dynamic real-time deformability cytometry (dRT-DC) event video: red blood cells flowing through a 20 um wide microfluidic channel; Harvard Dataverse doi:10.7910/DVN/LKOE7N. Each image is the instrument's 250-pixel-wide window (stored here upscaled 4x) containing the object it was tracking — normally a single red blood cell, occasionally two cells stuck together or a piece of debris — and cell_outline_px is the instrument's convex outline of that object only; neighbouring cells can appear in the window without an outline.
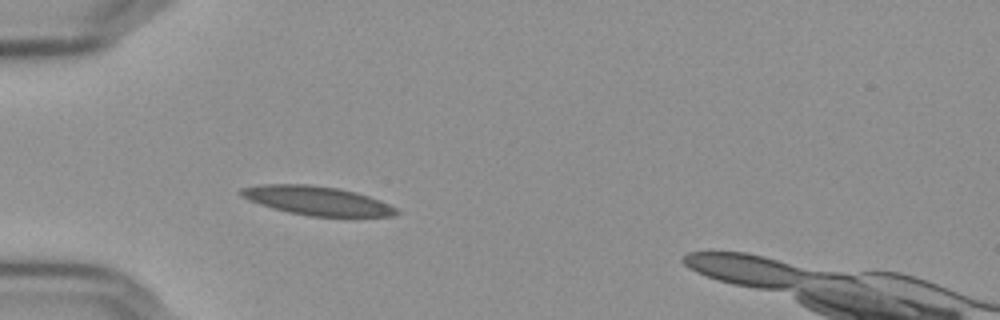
{"species": "Egyptian fruit bat (a non-hibernating species)", "species_latin": "Rousettus aegyptiacus", "temperature_condition": "cold", "stored_images_in_passage": 29, "camera_frame_rate_fps": 3000, "um_per_image_px": 0.085, "frame": {"image": 1, "passage_image": 1, "time_ms": 0.0, "image_size_px": [1000, 320], "cell_outline_px": [[400, 212], [392, 216], [352, 220], [308, 216], [288, 212], [272, 208], [248, 200], [240, 196], [240, 188], [260, 184], [308, 184], [336, 188], [356, 192], [368, 196], [388, 204], [396, 208]], "centroid_in_image_um": [27.02, 17.11], "position_along_channel_um": 58.0, "area_um2": 27.22}}
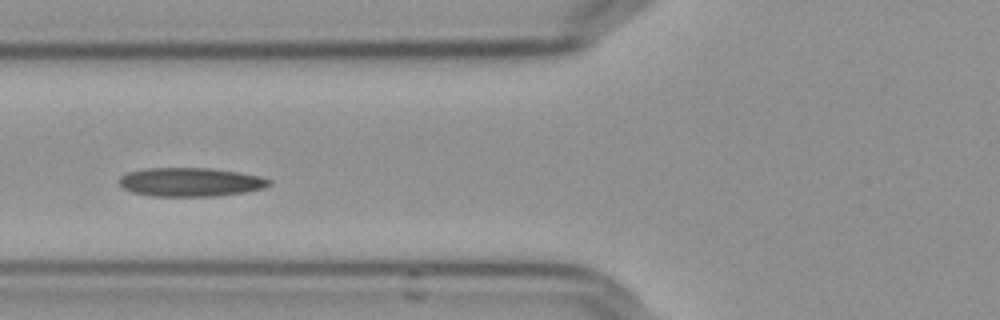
{"frame": {"image": 2, "passage_image": 6, "time_ms": 1.667, "image_size_px": [1000, 320], "cell_outline_px": [[272, 184], [264, 188], [244, 192], [216, 196], [152, 196], [132, 192], [124, 188], [116, 180], [120, 176], [128, 172], [144, 168], [212, 168], [240, 172], [260, 176], [272, 180]], "centroid_in_image_um": [16.19, 15.47], "position_along_channel_um": 109.6, "area_um2": 25.37}}
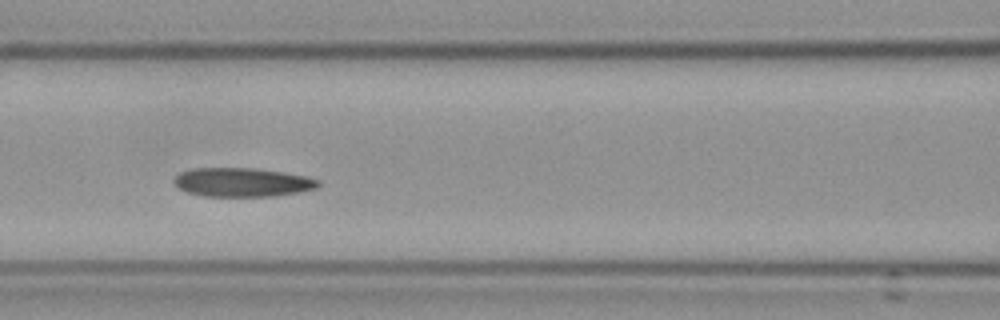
{"frame": {"image": 3, "passage_image": 9, "time_ms": 2.667, "image_size_px": [1000, 320], "cell_outline_px": [[320, 184], [316, 188], [296, 192], [272, 196], [204, 196], [188, 192], [180, 188], [176, 184], [176, 176], [180, 172], [192, 168], [256, 168], [284, 172], [308, 176], [320, 180]], "centroid_in_image_um": [20.63, 15.48], "position_along_channel_um": 146.0, "area_um2": 24.1}, "authors_computed_cell_mechanics": {"area_um2": 24.3916, "velocity_mm_per_s": 3.5924, "shape_relaxation_time_tau1_ms": null, "shape_relaxation_time_tau2_ms": 3.905, "deformation_change_tau1": null, "deformation_change_tau2": 0.0984}}